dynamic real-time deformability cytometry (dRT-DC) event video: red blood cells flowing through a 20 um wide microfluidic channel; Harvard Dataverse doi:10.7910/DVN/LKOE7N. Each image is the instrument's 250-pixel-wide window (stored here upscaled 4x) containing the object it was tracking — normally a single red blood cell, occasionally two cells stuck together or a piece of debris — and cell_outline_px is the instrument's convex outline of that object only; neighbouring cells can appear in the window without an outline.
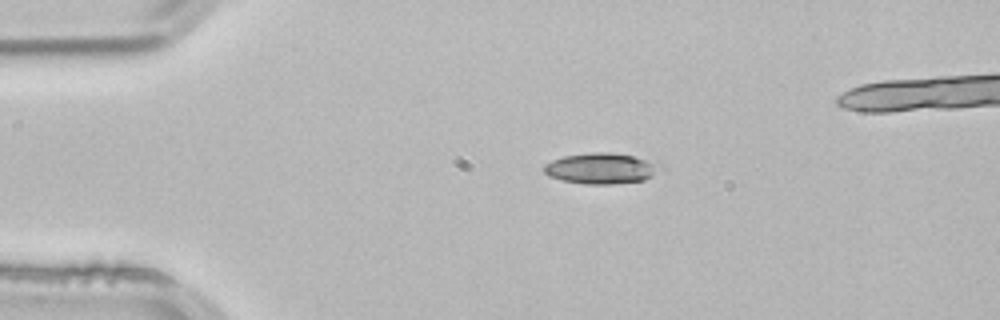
{"species": "common noctule bat (a hibernating species)", "species_latin": "Nyctalus noctula", "temperature_condition": "room temperature", "stored_images_in_passage": 40, "camera_frame_rate_fps": 3000, "um_per_image_px": 0.085, "animal": {"sex": "male", "body_mass_g": 21.5, "forearm_length_mm": 52.0}, "frame": {"image": 1, "passage_image": 1, "time_ms": 0.0, "image_size_px": [1000, 320], "cell_outline_px": [[664, 168], [652, 176], [644, 180], [612, 184], [584, 184], [560, 180], [548, 176], [544, 172], [544, 164], [552, 160], [564, 156], [592, 152], [608, 152], [632, 156], [664, 164]], "centroid_in_image_um": [51.12, 14.32], "position_along_channel_um": 33.9, "area_um2": 21.04}}
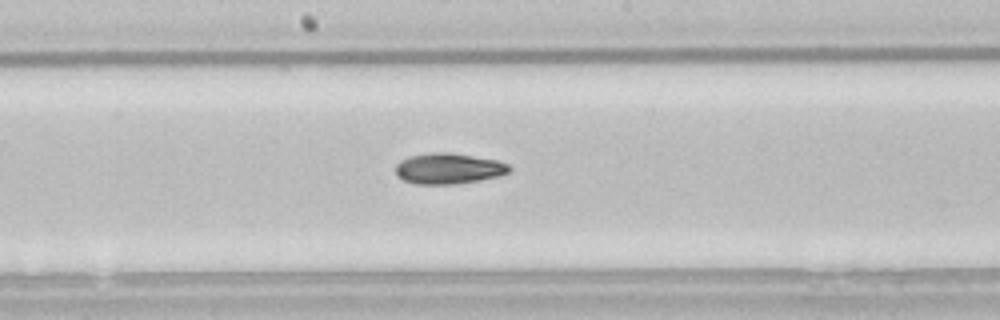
{"frame": {"image": 2, "passage_image": 18, "time_ms": 5.667, "image_size_px": [1000, 320], "cell_outline_px": [[512, 168], [508, 172], [500, 176], [480, 180], [456, 184], [416, 184], [404, 180], [396, 176], [396, 164], [400, 160], [408, 156], [432, 152], [452, 152], [496, 160], [508, 164]], "centroid_in_image_um": [38.11, 14.32], "position_along_channel_um": 210.1, "area_um2": 20.58}}
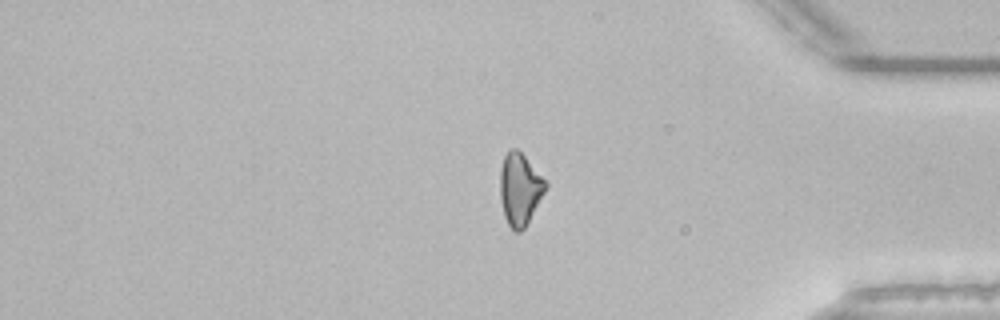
{"frame": {"image": 3, "passage_image": 34, "time_ms": 11.0, "image_size_px": [1000, 320], "cell_outline_px": [[548, 188], [524, 228], [520, 232], [516, 232], [508, 224], [504, 216], [500, 200], [500, 168], [504, 156], [512, 148], [516, 148], [524, 156], [548, 184]], "centroid_in_image_um": [44.18, 16.09], "position_along_channel_um": 391.0, "area_um2": 18.96}, "authors_computed_cell_mechanics": {"area_um2": 19.7387, "velocity_mm_per_s": 3.8468, "shape_relaxation_time_tau1_ms": null, "shape_relaxation_time_tau2_ms": 7.7087, "deformation_change_tau1": null, "deformation_change_tau2": 0.1619}}